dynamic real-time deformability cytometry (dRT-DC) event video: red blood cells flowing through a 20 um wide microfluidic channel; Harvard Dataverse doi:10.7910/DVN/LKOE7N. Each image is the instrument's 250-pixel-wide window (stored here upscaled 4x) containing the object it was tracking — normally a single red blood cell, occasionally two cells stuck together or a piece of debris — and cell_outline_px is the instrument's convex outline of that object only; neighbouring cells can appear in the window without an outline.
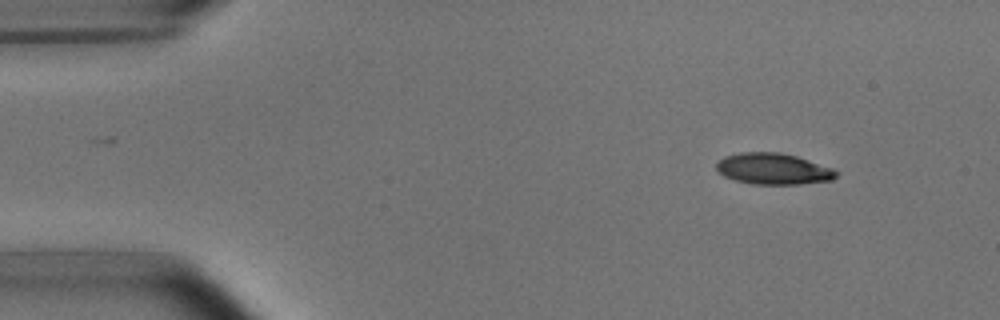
{"species": "common noctule bat (a hibernating species)", "species_latin": "Nyctalus noctula", "temperature_condition": "room temperature", "stored_images_in_passage": 3, "camera_frame_rate_fps": 3000, "um_per_image_px": 0.085, "animal": {"sex": "male", "body_mass_g": 15.6}, "frame": {"image": 1, "passage_image": 1, "time_ms": 0.0, "image_size_px": [1000, 320], "cell_outline_px": [[840, 172], [832, 180], [796, 184], [752, 184], [736, 180], [724, 176], [716, 172], [716, 164], [724, 156], [740, 152], [780, 152], [796, 156], [832, 168]], "centroid_in_image_um": [65.7, 14.35], "position_along_channel_um": 19.3, "area_um2": 21.79}}